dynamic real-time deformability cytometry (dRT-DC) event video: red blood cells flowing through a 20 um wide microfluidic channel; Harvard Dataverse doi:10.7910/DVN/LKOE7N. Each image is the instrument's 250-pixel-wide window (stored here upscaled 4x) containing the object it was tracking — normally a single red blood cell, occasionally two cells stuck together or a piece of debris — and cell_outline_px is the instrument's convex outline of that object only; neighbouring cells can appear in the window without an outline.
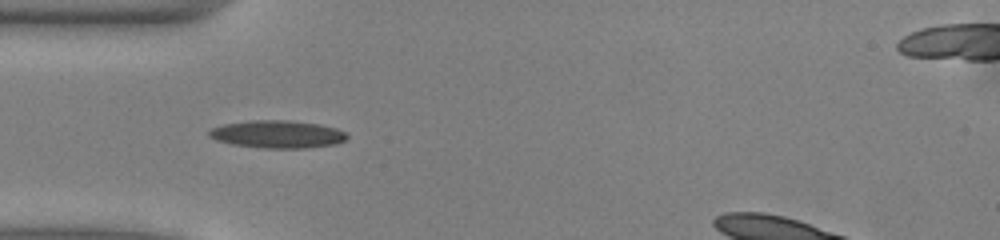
{"species": "common noctule bat (a hibernating species)", "species_latin": "Nyctalus noctula", "temperature_condition": "warm", "stored_images_in_passage": 47, "camera_frame_rate_fps": 3000, "um_per_image_px": 0.085, "animal": {"sex": "male", "body_mass_g": 13.0, "forearm_length_mm": 53.1}, "frame": {"image": 1, "passage_image": 15, "time_ms": 4.667, "image_size_px": [1000, 240], "cell_outline_px": [[348, 136], [344, 140], [336, 144], [308, 148], [264, 148], [232, 144], [216, 140], [208, 136], [208, 128], [224, 124], [252, 120], [288, 120], [320, 124], [336, 128], [348, 132]], "centroid_in_image_um": [23.58, 11.4], "position_along_channel_um": 61.4, "area_um2": 22.43}}
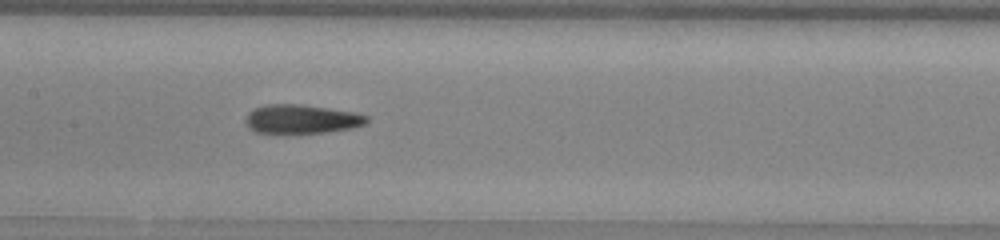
{"frame": {"image": 2, "passage_image": 24, "time_ms": 7.667, "image_size_px": [1000, 240], "cell_outline_px": [[368, 120], [364, 124], [352, 128], [324, 132], [284, 136], [256, 132], [248, 128], [244, 124], [244, 120], [248, 112], [256, 108], [268, 104], [300, 104], [352, 112], [368, 116]], "centroid_in_image_um": [25.53, 10.17], "position_along_channel_um": 181.9, "area_um2": 21.04}}
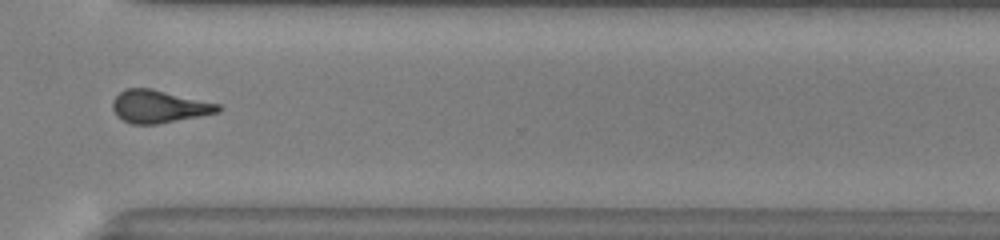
{"frame": {"image": 3, "passage_image": 37, "time_ms": 12.0, "image_size_px": [1000, 240], "cell_outline_px": [[224, 108], [220, 112], [200, 116], [156, 124], [132, 124], [116, 116], [112, 108], [112, 100], [124, 88], [152, 88], [220, 104]], "centroid_in_image_um": [13.52, 9.04], "position_along_channel_um": 357.1, "area_um2": 20.23}, "authors_computed_cell_mechanics": {"area_um2": 19.7676, "velocity_mm_per_s": 4.0462, "shape_relaxation_time_tau1_ms": 6.3797, "shape_relaxation_time_tau2_ms": 2.8182, "deformation_change_tau1": 0.1765, "deformation_change_tau2": 0.141}}